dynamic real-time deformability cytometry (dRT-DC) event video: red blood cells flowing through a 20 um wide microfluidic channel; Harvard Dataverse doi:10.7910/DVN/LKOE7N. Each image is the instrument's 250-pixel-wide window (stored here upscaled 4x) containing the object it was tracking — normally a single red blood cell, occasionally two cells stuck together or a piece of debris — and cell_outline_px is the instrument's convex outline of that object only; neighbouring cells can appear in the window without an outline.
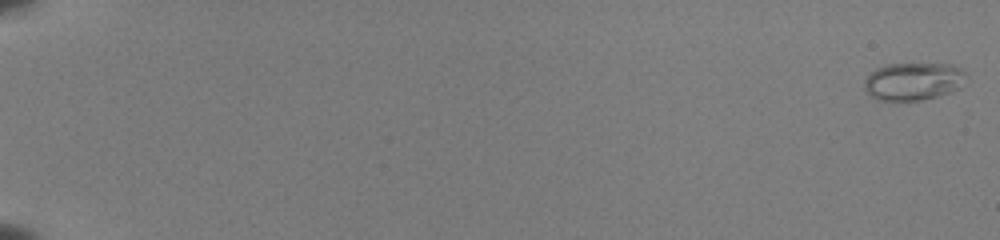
{"species": "common noctule bat (a hibernating species)", "species_latin": "Nyctalus noctula", "temperature_condition": "room temperature", "stored_images_in_passage": 54, "camera_frame_rate_fps": 3000, "um_per_image_px": 0.085, "animal": {"sex": "female", "body_mass_g": 22.0, "forearm_length_mm": 56.7}, "frame": {"image": 1, "passage_image": 1, "time_ms": 0.0, "image_size_px": [1000, 240], "cell_outline_px": [[964, 72], [960, 88], [936, 96], [920, 100], [876, 100], [864, 88], [864, 80], [876, 68], [884, 64], [952, 64], [960, 68]], "centroid_in_image_um": [77.58, 6.9], "position_along_channel_um": 7.4, "area_um2": 22.02}}
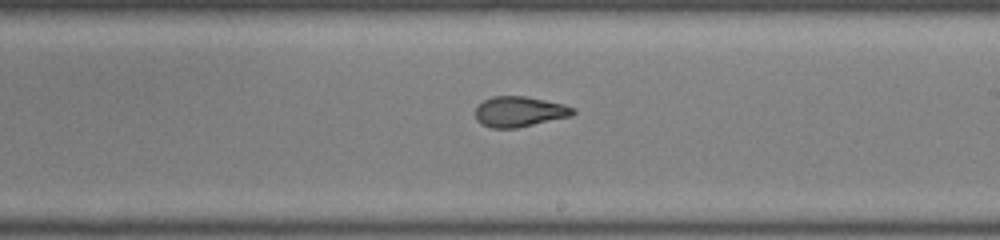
{"frame": {"image": 2, "passage_image": 35, "time_ms": 11.333, "image_size_px": [1000, 240], "cell_outline_px": [[576, 112], [572, 116], [516, 128], [492, 128], [480, 124], [476, 120], [476, 108], [484, 100], [492, 96], [524, 96], [564, 104], [576, 108]], "centroid_in_image_um": [44.17, 9.49], "position_along_channel_um": 244.8, "area_um2": 17.34}}
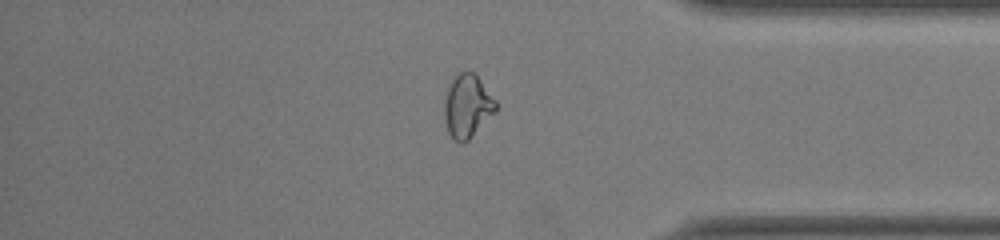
{"frame": {"image": 3, "passage_image": 47, "time_ms": 15.333, "image_size_px": [1000, 240], "cell_outline_px": [[496, 112], [464, 144], [460, 144], [448, 132], [444, 116], [444, 100], [448, 88], [452, 80], [460, 72], [476, 72], [496, 100]], "centroid_in_image_um": [39.74, 9.01], "position_along_channel_um": 395.5, "area_um2": 19.02}}